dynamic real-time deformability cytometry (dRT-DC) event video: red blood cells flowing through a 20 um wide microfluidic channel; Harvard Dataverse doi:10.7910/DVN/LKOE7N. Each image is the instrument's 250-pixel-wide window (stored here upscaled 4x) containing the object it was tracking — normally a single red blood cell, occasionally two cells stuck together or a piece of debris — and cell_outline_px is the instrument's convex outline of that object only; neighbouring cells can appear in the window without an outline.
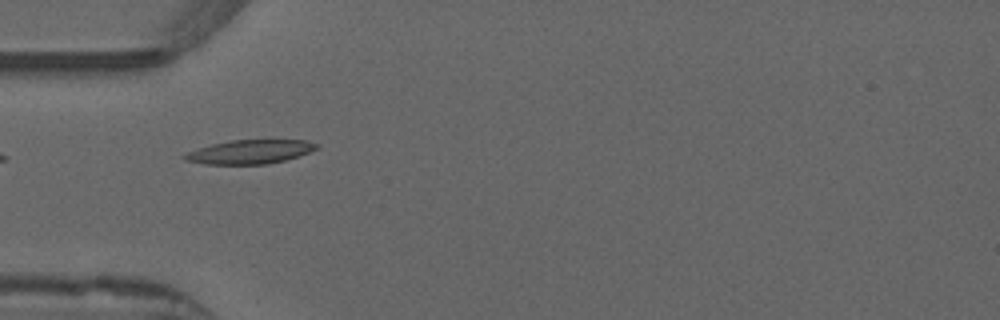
{"species": "common noctule bat (a hibernating species)", "species_latin": "Nyctalus noctula", "temperature_condition": "warm", "stored_images_in_passage": 37, "camera_frame_rate_fps": 3000, "um_per_image_px": 0.085, "animal": {"sex": "male", "forearm_length_mm": 52.5}, "frame": {"image": 1, "passage_image": 1, "time_ms": 0.0, "image_size_px": [1000, 320], "cell_outline_px": [[320, 148], [284, 160], [268, 164], [204, 164], [184, 160], [180, 156], [188, 152], [212, 144], [232, 140], [304, 140], [320, 144]], "centroid_in_image_um": [21.24, 12.9], "position_along_channel_um": 63.8, "area_um2": 18.26}, "authors_computed_cell_mechanics": {"area_um2": 17.4556, "velocity_mm_per_s": 3.8694, "shape_relaxation_time_tau1_ms": 6.2388, "shape_relaxation_time_tau2_ms": 7.0774, "deformation_change_tau1": 0.1762, "deformation_change_tau2": 0.1203}}